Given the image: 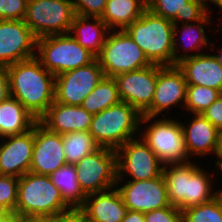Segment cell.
Segmentation results:
<instances>
[{
	"label": "cell",
	"mask_w": 222,
	"mask_h": 222,
	"mask_svg": "<svg viewBox=\"0 0 222 222\" xmlns=\"http://www.w3.org/2000/svg\"><path fill=\"white\" fill-rule=\"evenodd\" d=\"M7 70L10 96L39 120L55 101V76L36 57L7 66Z\"/></svg>",
	"instance_id": "cell-1"
},
{
	"label": "cell",
	"mask_w": 222,
	"mask_h": 222,
	"mask_svg": "<svg viewBox=\"0 0 222 222\" xmlns=\"http://www.w3.org/2000/svg\"><path fill=\"white\" fill-rule=\"evenodd\" d=\"M200 160L164 165L169 201L181 211L212 200L222 190L221 187L214 189L218 170L213 168L210 173L209 168H202Z\"/></svg>",
	"instance_id": "cell-2"
},
{
	"label": "cell",
	"mask_w": 222,
	"mask_h": 222,
	"mask_svg": "<svg viewBox=\"0 0 222 222\" xmlns=\"http://www.w3.org/2000/svg\"><path fill=\"white\" fill-rule=\"evenodd\" d=\"M125 31L152 64L174 65V24L171 20L157 16L146 9Z\"/></svg>",
	"instance_id": "cell-3"
},
{
	"label": "cell",
	"mask_w": 222,
	"mask_h": 222,
	"mask_svg": "<svg viewBox=\"0 0 222 222\" xmlns=\"http://www.w3.org/2000/svg\"><path fill=\"white\" fill-rule=\"evenodd\" d=\"M69 209L49 176L27 172L19 178L15 211L18 217L48 218Z\"/></svg>",
	"instance_id": "cell-4"
},
{
	"label": "cell",
	"mask_w": 222,
	"mask_h": 222,
	"mask_svg": "<svg viewBox=\"0 0 222 222\" xmlns=\"http://www.w3.org/2000/svg\"><path fill=\"white\" fill-rule=\"evenodd\" d=\"M141 118L136 108L120 101L93 115L89 133L100 147L116 151L128 140L139 137Z\"/></svg>",
	"instance_id": "cell-5"
},
{
	"label": "cell",
	"mask_w": 222,
	"mask_h": 222,
	"mask_svg": "<svg viewBox=\"0 0 222 222\" xmlns=\"http://www.w3.org/2000/svg\"><path fill=\"white\" fill-rule=\"evenodd\" d=\"M166 115L168 118L142 115L139 136L164 165L191 161L185 146L182 124L178 120L180 117L176 119Z\"/></svg>",
	"instance_id": "cell-6"
},
{
	"label": "cell",
	"mask_w": 222,
	"mask_h": 222,
	"mask_svg": "<svg viewBox=\"0 0 222 222\" xmlns=\"http://www.w3.org/2000/svg\"><path fill=\"white\" fill-rule=\"evenodd\" d=\"M36 58L55 77L96 60V56L82 47L70 33L37 39Z\"/></svg>",
	"instance_id": "cell-7"
},
{
	"label": "cell",
	"mask_w": 222,
	"mask_h": 222,
	"mask_svg": "<svg viewBox=\"0 0 222 222\" xmlns=\"http://www.w3.org/2000/svg\"><path fill=\"white\" fill-rule=\"evenodd\" d=\"M96 59L107 77H115L120 73L152 65L143 50L125 30L109 31L101 53Z\"/></svg>",
	"instance_id": "cell-8"
},
{
	"label": "cell",
	"mask_w": 222,
	"mask_h": 222,
	"mask_svg": "<svg viewBox=\"0 0 222 222\" xmlns=\"http://www.w3.org/2000/svg\"><path fill=\"white\" fill-rule=\"evenodd\" d=\"M75 16L72 0H28L23 21L39 39L69 33Z\"/></svg>",
	"instance_id": "cell-9"
},
{
	"label": "cell",
	"mask_w": 222,
	"mask_h": 222,
	"mask_svg": "<svg viewBox=\"0 0 222 222\" xmlns=\"http://www.w3.org/2000/svg\"><path fill=\"white\" fill-rule=\"evenodd\" d=\"M77 179L87 196L116 187L118 180L116 151L99 147L75 164Z\"/></svg>",
	"instance_id": "cell-10"
},
{
	"label": "cell",
	"mask_w": 222,
	"mask_h": 222,
	"mask_svg": "<svg viewBox=\"0 0 222 222\" xmlns=\"http://www.w3.org/2000/svg\"><path fill=\"white\" fill-rule=\"evenodd\" d=\"M116 154L118 180L144 181L163 174L164 164L140 136L128 140Z\"/></svg>",
	"instance_id": "cell-11"
},
{
	"label": "cell",
	"mask_w": 222,
	"mask_h": 222,
	"mask_svg": "<svg viewBox=\"0 0 222 222\" xmlns=\"http://www.w3.org/2000/svg\"><path fill=\"white\" fill-rule=\"evenodd\" d=\"M187 82L177 65L161 66L157 64V82L151 106L142 114L149 117H167L174 107L184 112ZM161 115V116H160Z\"/></svg>",
	"instance_id": "cell-12"
},
{
	"label": "cell",
	"mask_w": 222,
	"mask_h": 222,
	"mask_svg": "<svg viewBox=\"0 0 222 222\" xmlns=\"http://www.w3.org/2000/svg\"><path fill=\"white\" fill-rule=\"evenodd\" d=\"M124 205L128 210L146 213L162 207L171 206L167 185L163 174L150 180H117Z\"/></svg>",
	"instance_id": "cell-13"
},
{
	"label": "cell",
	"mask_w": 222,
	"mask_h": 222,
	"mask_svg": "<svg viewBox=\"0 0 222 222\" xmlns=\"http://www.w3.org/2000/svg\"><path fill=\"white\" fill-rule=\"evenodd\" d=\"M104 72L96 59L91 64L64 72L55 77V101L81 106L86 96L104 78Z\"/></svg>",
	"instance_id": "cell-14"
},
{
	"label": "cell",
	"mask_w": 222,
	"mask_h": 222,
	"mask_svg": "<svg viewBox=\"0 0 222 222\" xmlns=\"http://www.w3.org/2000/svg\"><path fill=\"white\" fill-rule=\"evenodd\" d=\"M37 37L23 20H0V66L36 57Z\"/></svg>",
	"instance_id": "cell-15"
},
{
	"label": "cell",
	"mask_w": 222,
	"mask_h": 222,
	"mask_svg": "<svg viewBox=\"0 0 222 222\" xmlns=\"http://www.w3.org/2000/svg\"><path fill=\"white\" fill-rule=\"evenodd\" d=\"M210 8L211 7L208 6V14L200 21H196L193 23L174 24V65L185 58L197 56L198 54L204 53L205 50H209L211 53H213L211 51L213 41L210 40L209 36H207V34H209L207 32L211 29V31H209L210 33L212 31V33H214V31L215 33H218V31L221 30V26H218V28L215 27L216 29L213 28L214 30L211 28V26H214L212 22V19L214 18L211 16V12L213 10L212 8ZM207 27L210 28L208 29Z\"/></svg>",
	"instance_id": "cell-16"
},
{
	"label": "cell",
	"mask_w": 222,
	"mask_h": 222,
	"mask_svg": "<svg viewBox=\"0 0 222 222\" xmlns=\"http://www.w3.org/2000/svg\"><path fill=\"white\" fill-rule=\"evenodd\" d=\"M114 78L121 101L136 108L141 114L151 106L157 82V64L120 73Z\"/></svg>",
	"instance_id": "cell-17"
},
{
	"label": "cell",
	"mask_w": 222,
	"mask_h": 222,
	"mask_svg": "<svg viewBox=\"0 0 222 222\" xmlns=\"http://www.w3.org/2000/svg\"><path fill=\"white\" fill-rule=\"evenodd\" d=\"M65 164L62 135L49 131L37 121L30 172L49 176Z\"/></svg>",
	"instance_id": "cell-18"
},
{
	"label": "cell",
	"mask_w": 222,
	"mask_h": 222,
	"mask_svg": "<svg viewBox=\"0 0 222 222\" xmlns=\"http://www.w3.org/2000/svg\"><path fill=\"white\" fill-rule=\"evenodd\" d=\"M34 146L33 127L16 135L0 138V174L17 178L30 172Z\"/></svg>",
	"instance_id": "cell-19"
},
{
	"label": "cell",
	"mask_w": 222,
	"mask_h": 222,
	"mask_svg": "<svg viewBox=\"0 0 222 222\" xmlns=\"http://www.w3.org/2000/svg\"><path fill=\"white\" fill-rule=\"evenodd\" d=\"M191 117V118H190ZM182 122L184 141L189 159H204L216 155L219 130L202 114H191ZM190 119V121H189ZM197 156V157H196Z\"/></svg>",
	"instance_id": "cell-20"
},
{
	"label": "cell",
	"mask_w": 222,
	"mask_h": 222,
	"mask_svg": "<svg viewBox=\"0 0 222 222\" xmlns=\"http://www.w3.org/2000/svg\"><path fill=\"white\" fill-rule=\"evenodd\" d=\"M93 115L82 106L66 105L54 101L38 120L49 131L60 135L89 131Z\"/></svg>",
	"instance_id": "cell-21"
},
{
	"label": "cell",
	"mask_w": 222,
	"mask_h": 222,
	"mask_svg": "<svg viewBox=\"0 0 222 222\" xmlns=\"http://www.w3.org/2000/svg\"><path fill=\"white\" fill-rule=\"evenodd\" d=\"M184 74L187 84L207 86L222 92V65L215 53L188 57L176 64Z\"/></svg>",
	"instance_id": "cell-22"
},
{
	"label": "cell",
	"mask_w": 222,
	"mask_h": 222,
	"mask_svg": "<svg viewBox=\"0 0 222 222\" xmlns=\"http://www.w3.org/2000/svg\"><path fill=\"white\" fill-rule=\"evenodd\" d=\"M80 209L88 222H121L129 211L116 187L87 195Z\"/></svg>",
	"instance_id": "cell-23"
},
{
	"label": "cell",
	"mask_w": 222,
	"mask_h": 222,
	"mask_svg": "<svg viewBox=\"0 0 222 222\" xmlns=\"http://www.w3.org/2000/svg\"><path fill=\"white\" fill-rule=\"evenodd\" d=\"M147 9L173 24L192 23L208 14V0H146Z\"/></svg>",
	"instance_id": "cell-24"
},
{
	"label": "cell",
	"mask_w": 222,
	"mask_h": 222,
	"mask_svg": "<svg viewBox=\"0 0 222 222\" xmlns=\"http://www.w3.org/2000/svg\"><path fill=\"white\" fill-rule=\"evenodd\" d=\"M109 31L100 17L76 15L69 33L82 47L97 57Z\"/></svg>",
	"instance_id": "cell-25"
},
{
	"label": "cell",
	"mask_w": 222,
	"mask_h": 222,
	"mask_svg": "<svg viewBox=\"0 0 222 222\" xmlns=\"http://www.w3.org/2000/svg\"><path fill=\"white\" fill-rule=\"evenodd\" d=\"M38 120L14 97L0 103V138L22 134Z\"/></svg>",
	"instance_id": "cell-26"
},
{
	"label": "cell",
	"mask_w": 222,
	"mask_h": 222,
	"mask_svg": "<svg viewBox=\"0 0 222 222\" xmlns=\"http://www.w3.org/2000/svg\"><path fill=\"white\" fill-rule=\"evenodd\" d=\"M147 9L146 0H107L100 17L110 31L125 30Z\"/></svg>",
	"instance_id": "cell-27"
},
{
	"label": "cell",
	"mask_w": 222,
	"mask_h": 222,
	"mask_svg": "<svg viewBox=\"0 0 222 222\" xmlns=\"http://www.w3.org/2000/svg\"><path fill=\"white\" fill-rule=\"evenodd\" d=\"M51 182L59 189L63 201L71 209H80L86 199L79 181L75 165L65 164L49 175Z\"/></svg>",
	"instance_id": "cell-28"
},
{
	"label": "cell",
	"mask_w": 222,
	"mask_h": 222,
	"mask_svg": "<svg viewBox=\"0 0 222 222\" xmlns=\"http://www.w3.org/2000/svg\"><path fill=\"white\" fill-rule=\"evenodd\" d=\"M118 86L114 77L104 78L83 100L81 106L92 115H95L120 102Z\"/></svg>",
	"instance_id": "cell-29"
},
{
	"label": "cell",
	"mask_w": 222,
	"mask_h": 222,
	"mask_svg": "<svg viewBox=\"0 0 222 222\" xmlns=\"http://www.w3.org/2000/svg\"><path fill=\"white\" fill-rule=\"evenodd\" d=\"M62 142L66 162L71 165H75L87 154L96 151L100 147L89 131H78L63 134Z\"/></svg>",
	"instance_id": "cell-30"
},
{
	"label": "cell",
	"mask_w": 222,
	"mask_h": 222,
	"mask_svg": "<svg viewBox=\"0 0 222 222\" xmlns=\"http://www.w3.org/2000/svg\"><path fill=\"white\" fill-rule=\"evenodd\" d=\"M221 94V91L207 86L187 84L184 111L187 115L202 114Z\"/></svg>",
	"instance_id": "cell-31"
},
{
	"label": "cell",
	"mask_w": 222,
	"mask_h": 222,
	"mask_svg": "<svg viewBox=\"0 0 222 222\" xmlns=\"http://www.w3.org/2000/svg\"><path fill=\"white\" fill-rule=\"evenodd\" d=\"M182 222H222V190L212 200L183 210Z\"/></svg>",
	"instance_id": "cell-32"
},
{
	"label": "cell",
	"mask_w": 222,
	"mask_h": 222,
	"mask_svg": "<svg viewBox=\"0 0 222 222\" xmlns=\"http://www.w3.org/2000/svg\"><path fill=\"white\" fill-rule=\"evenodd\" d=\"M19 178L0 174V206L8 212L16 211Z\"/></svg>",
	"instance_id": "cell-33"
},
{
	"label": "cell",
	"mask_w": 222,
	"mask_h": 222,
	"mask_svg": "<svg viewBox=\"0 0 222 222\" xmlns=\"http://www.w3.org/2000/svg\"><path fill=\"white\" fill-rule=\"evenodd\" d=\"M28 0H0V20H24Z\"/></svg>",
	"instance_id": "cell-34"
},
{
	"label": "cell",
	"mask_w": 222,
	"mask_h": 222,
	"mask_svg": "<svg viewBox=\"0 0 222 222\" xmlns=\"http://www.w3.org/2000/svg\"><path fill=\"white\" fill-rule=\"evenodd\" d=\"M144 217L145 222H182V211L171 205L146 212Z\"/></svg>",
	"instance_id": "cell-35"
},
{
	"label": "cell",
	"mask_w": 222,
	"mask_h": 222,
	"mask_svg": "<svg viewBox=\"0 0 222 222\" xmlns=\"http://www.w3.org/2000/svg\"><path fill=\"white\" fill-rule=\"evenodd\" d=\"M107 0H72L76 15L101 17Z\"/></svg>",
	"instance_id": "cell-36"
},
{
	"label": "cell",
	"mask_w": 222,
	"mask_h": 222,
	"mask_svg": "<svg viewBox=\"0 0 222 222\" xmlns=\"http://www.w3.org/2000/svg\"><path fill=\"white\" fill-rule=\"evenodd\" d=\"M219 131L222 130V94L202 113Z\"/></svg>",
	"instance_id": "cell-37"
},
{
	"label": "cell",
	"mask_w": 222,
	"mask_h": 222,
	"mask_svg": "<svg viewBox=\"0 0 222 222\" xmlns=\"http://www.w3.org/2000/svg\"><path fill=\"white\" fill-rule=\"evenodd\" d=\"M48 222H86L81 209H69L47 218Z\"/></svg>",
	"instance_id": "cell-38"
},
{
	"label": "cell",
	"mask_w": 222,
	"mask_h": 222,
	"mask_svg": "<svg viewBox=\"0 0 222 222\" xmlns=\"http://www.w3.org/2000/svg\"><path fill=\"white\" fill-rule=\"evenodd\" d=\"M10 96L9 75L6 66H0V103Z\"/></svg>",
	"instance_id": "cell-39"
},
{
	"label": "cell",
	"mask_w": 222,
	"mask_h": 222,
	"mask_svg": "<svg viewBox=\"0 0 222 222\" xmlns=\"http://www.w3.org/2000/svg\"><path fill=\"white\" fill-rule=\"evenodd\" d=\"M216 161L213 158L214 166L219 171L218 174H222V130L219 131L218 148L215 155Z\"/></svg>",
	"instance_id": "cell-40"
},
{
	"label": "cell",
	"mask_w": 222,
	"mask_h": 222,
	"mask_svg": "<svg viewBox=\"0 0 222 222\" xmlns=\"http://www.w3.org/2000/svg\"><path fill=\"white\" fill-rule=\"evenodd\" d=\"M121 222H145L144 213L129 210Z\"/></svg>",
	"instance_id": "cell-41"
},
{
	"label": "cell",
	"mask_w": 222,
	"mask_h": 222,
	"mask_svg": "<svg viewBox=\"0 0 222 222\" xmlns=\"http://www.w3.org/2000/svg\"><path fill=\"white\" fill-rule=\"evenodd\" d=\"M18 216L15 212H7L2 218H0V222H18Z\"/></svg>",
	"instance_id": "cell-42"
},
{
	"label": "cell",
	"mask_w": 222,
	"mask_h": 222,
	"mask_svg": "<svg viewBox=\"0 0 222 222\" xmlns=\"http://www.w3.org/2000/svg\"><path fill=\"white\" fill-rule=\"evenodd\" d=\"M18 222H48L47 218L19 217Z\"/></svg>",
	"instance_id": "cell-43"
},
{
	"label": "cell",
	"mask_w": 222,
	"mask_h": 222,
	"mask_svg": "<svg viewBox=\"0 0 222 222\" xmlns=\"http://www.w3.org/2000/svg\"><path fill=\"white\" fill-rule=\"evenodd\" d=\"M215 47V48H214ZM216 47H217V52H215L216 50ZM214 51L215 55L217 56L219 62L221 63L222 65V46L218 48V46L216 45V43L214 42V44L212 43V46H211V51ZM219 52V53H218ZM218 53V54H217Z\"/></svg>",
	"instance_id": "cell-44"
},
{
	"label": "cell",
	"mask_w": 222,
	"mask_h": 222,
	"mask_svg": "<svg viewBox=\"0 0 222 222\" xmlns=\"http://www.w3.org/2000/svg\"><path fill=\"white\" fill-rule=\"evenodd\" d=\"M208 4H210L212 7L214 5L213 9L216 7L215 10L218 8L220 11H222V0H208Z\"/></svg>",
	"instance_id": "cell-45"
},
{
	"label": "cell",
	"mask_w": 222,
	"mask_h": 222,
	"mask_svg": "<svg viewBox=\"0 0 222 222\" xmlns=\"http://www.w3.org/2000/svg\"><path fill=\"white\" fill-rule=\"evenodd\" d=\"M8 211L3 208L2 206H0V218H2Z\"/></svg>",
	"instance_id": "cell-46"
}]
</instances>
